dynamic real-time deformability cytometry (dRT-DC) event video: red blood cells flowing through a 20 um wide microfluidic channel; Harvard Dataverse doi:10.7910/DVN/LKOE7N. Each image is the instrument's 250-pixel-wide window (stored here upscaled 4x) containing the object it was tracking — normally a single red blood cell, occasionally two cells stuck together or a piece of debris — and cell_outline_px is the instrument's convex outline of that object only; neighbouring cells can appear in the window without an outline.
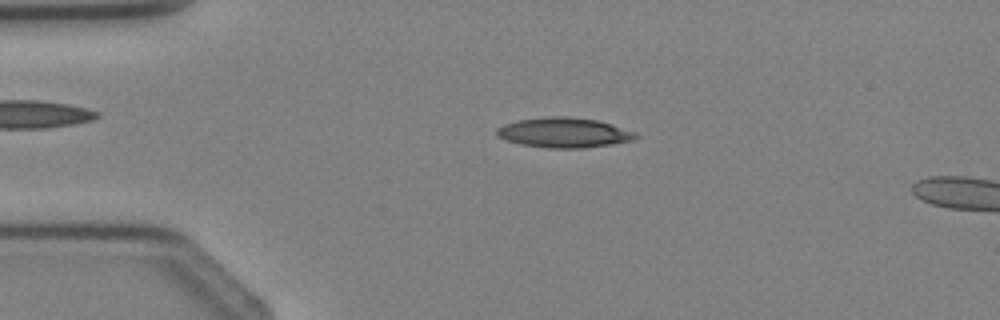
{"species": "Egyptian fruit bat (a non-hibernating species)", "species_latin": "Rousettus aegyptiacus", "temperature_condition": "cold", "stored_images_in_passage": 3, "camera_frame_rate_fps": 3000, "um_per_image_px": 0.085, "animal": {"sex": "female"}, "frame": {"image": 1, "passage_image": 2, "time_ms": 1.0, "image_size_px": [1000, 320], "cell_outline_px": [[640, 136], [632, 140], [612, 144], [584, 148], [548, 148], [520, 144], [504, 140], [496, 136], [496, 128], [504, 124], [520, 120], [548, 116], [568, 116], [596, 120], [612, 124], [636, 132]], "centroid_in_image_um": [47.93, 11.27], "position_along_channel_um": 37.1, "area_um2": 24.39}}